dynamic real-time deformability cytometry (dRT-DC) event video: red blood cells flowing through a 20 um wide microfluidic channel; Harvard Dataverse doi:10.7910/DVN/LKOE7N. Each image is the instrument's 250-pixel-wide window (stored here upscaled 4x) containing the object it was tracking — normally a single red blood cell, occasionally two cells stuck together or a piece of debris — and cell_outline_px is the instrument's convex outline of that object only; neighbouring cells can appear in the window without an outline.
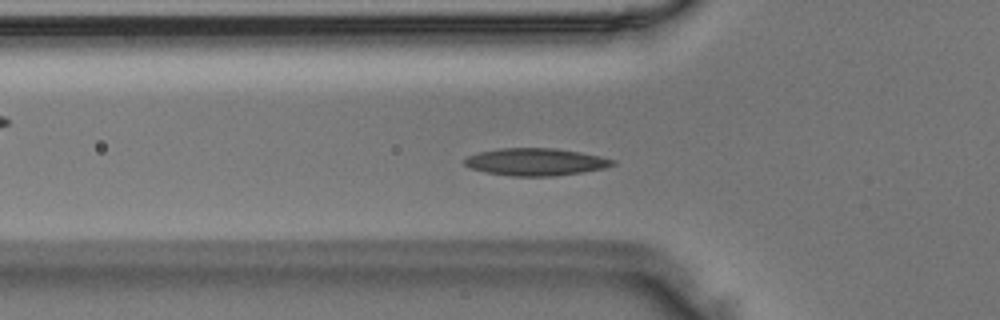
{"species": "Egyptian fruit bat (a non-hibernating species)", "species_latin": "Rousettus aegyptiacus", "temperature_condition": "room temperature", "stored_images_in_passage": 34, "camera_frame_rate_fps": 3000, "um_per_image_px": 0.085, "animal": {"sex": "male"}, "frame": {"image": 1, "passage_image": 2, "time_ms": 0.333, "image_size_px": [1000, 320], "cell_outline_px": [[616, 164], [604, 168], [556, 176], [512, 176], [484, 172], [472, 168], [464, 164], [464, 160], [468, 156], [480, 152], [500, 148], [552, 148], [580, 152], [600, 156], [616, 160]], "centroid_in_image_um": [45.54, 13.76], "position_along_channel_um": 80.3, "area_um2": 23.47}}
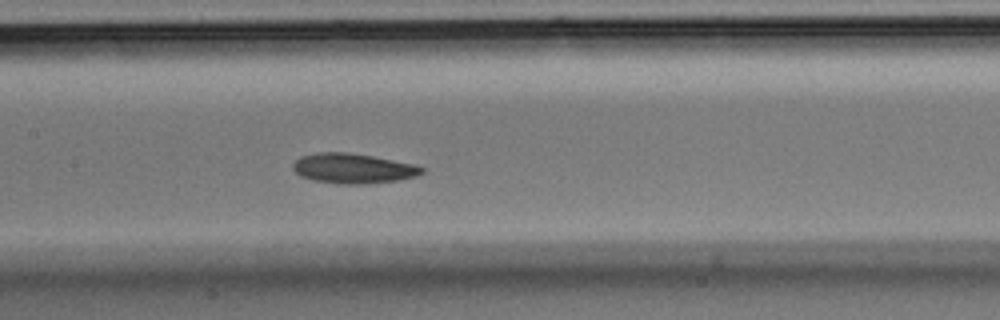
{"frame": {"image": 2, "passage_image": 9, "time_ms": 2.667, "image_size_px": [1000, 320], "cell_outline_px": [[424, 172], [416, 176], [396, 180], [364, 184], [340, 184], [312, 180], [300, 176], [292, 168], [292, 164], [300, 156], [320, 152], [348, 152], [372, 156], [416, 164], [424, 168]], "centroid_in_image_um": [30.0, 14.31], "position_along_channel_um": 177.4, "area_um2": 22.54}}
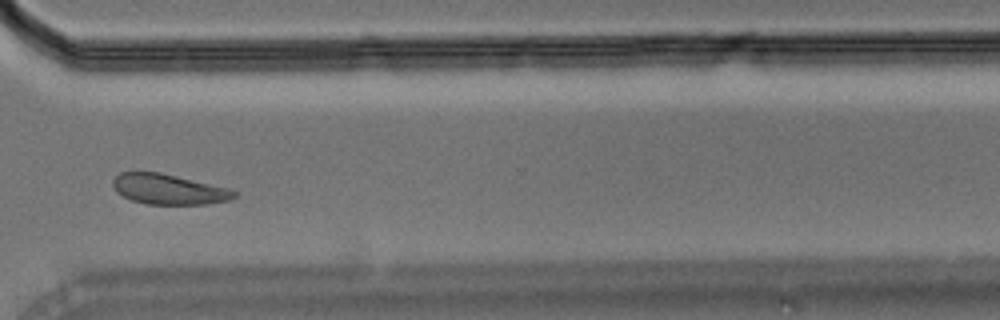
{"frame": {"image": 3, "passage_image": 22, "time_ms": 7.0, "image_size_px": [1000, 320], "cell_outline_px": [[236, 196], [228, 200], [204, 204], [144, 204], [132, 200], [116, 192], [112, 184], [112, 180], [120, 172], [160, 172], [228, 188], [236, 192]], "centroid_in_image_um": [14.29, 16.08], "position_along_channel_um": 356.3, "area_um2": 21.21}}